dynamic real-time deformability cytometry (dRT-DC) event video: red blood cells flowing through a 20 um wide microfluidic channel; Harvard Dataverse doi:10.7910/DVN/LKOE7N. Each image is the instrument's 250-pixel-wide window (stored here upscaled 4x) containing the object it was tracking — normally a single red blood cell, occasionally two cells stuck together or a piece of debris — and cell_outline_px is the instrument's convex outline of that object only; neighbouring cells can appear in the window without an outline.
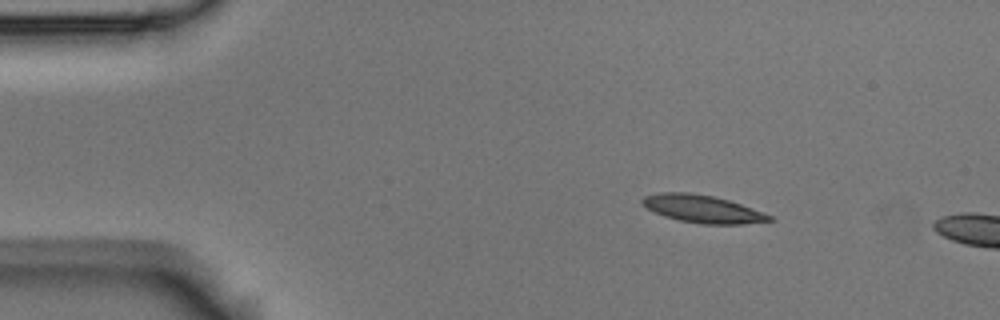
{"species": "Egyptian fruit bat (a non-hibernating species)", "species_latin": "Rousettus aegyptiacus", "temperature_condition": "room temperature", "stored_images_in_passage": 2, "camera_frame_rate_fps": 3000, "um_per_image_px": 0.085, "animal": {"sex": "male"}, "frame": {"image": 1, "passage_image": 1, "time_ms": 0.0, "image_size_px": [1000, 320], "cell_outline_px": [[776, 220], [740, 224], [700, 224], [680, 220], [664, 216], [648, 208], [640, 200], [644, 196], [660, 192], [688, 192], [712, 196], [728, 200], [752, 208], [772, 216]], "centroid_in_image_um": [59.72, 17.76], "position_along_channel_um": 25.3, "area_um2": 20.23}}